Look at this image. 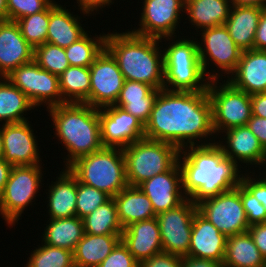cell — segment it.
Listing matches in <instances>:
<instances>
[{
  "label": "cell",
  "instance_id": "8fae6325",
  "mask_svg": "<svg viewBox=\"0 0 266 267\" xmlns=\"http://www.w3.org/2000/svg\"><path fill=\"white\" fill-rule=\"evenodd\" d=\"M197 210L226 237L247 232L250 227L240 197V184L200 201Z\"/></svg>",
  "mask_w": 266,
  "mask_h": 267
},
{
  "label": "cell",
  "instance_id": "f1b7e54d",
  "mask_svg": "<svg viewBox=\"0 0 266 267\" xmlns=\"http://www.w3.org/2000/svg\"><path fill=\"white\" fill-rule=\"evenodd\" d=\"M229 0H185V9L190 24L198 29L224 25L230 15Z\"/></svg>",
  "mask_w": 266,
  "mask_h": 267
},
{
  "label": "cell",
  "instance_id": "d6986e66",
  "mask_svg": "<svg viewBox=\"0 0 266 267\" xmlns=\"http://www.w3.org/2000/svg\"><path fill=\"white\" fill-rule=\"evenodd\" d=\"M34 60V48L24 39L16 21H0V78Z\"/></svg>",
  "mask_w": 266,
  "mask_h": 267
},
{
  "label": "cell",
  "instance_id": "f5cc1de1",
  "mask_svg": "<svg viewBox=\"0 0 266 267\" xmlns=\"http://www.w3.org/2000/svg\"><path fill=\"white\" fill-rule=\"evenodd\" d=\"M252 115L266 118V92L251 95Z\"/></svg>",
  "mask_w": 266,
  "mask_h": 267
},
{
  "label": "cell",
  "instance_id": "681fc988",
  "mask_svg": "<svg viewBox=\"0 0 266 267\" xmlns=\"http://www.w3.org/2000/svg\"><path fill=\"white\" fill-rule=\"evenodd\" d=\"M254 49L266 51V8L262 10L254 38Z\"/></svg>",
  "mask_w": 266,
  "mask_h": 267
},
{
  "label": "cell",
  "instance_id": "7c38bea8",
  "mask_svg": "<svg viewBox=\"0 0 266 267\" xmlns=\"http://www.w3.org/2000/svg\"><path fill=\"white\" fill-rule=\"evenodd\" d=\"M201 31L203 41L201 44L198 42V53L205 76L209 81L218 80L220 77V74L216 71L213 74L212 72L210 73L209 70L207 71L209 66L208 62L212 61V63H214L217 68H220L221 72L224 71L226 73L225 75L229 78V75H231L238 66L242 51L229 35L225 25L206 28Z\"/></svg>",
  "mask_w": 266,
  "mask_h": 267
},
{
  "label": "cell",
  "instance_id": "d590c367",
  "mask_svg": "<svg viewBox=\"0 0 266 267\" xmlns=\"http://www.w3.org/2000/svg\"><path fill=\"white\" fill-rule=\"evenodd\" d=\"M42 244L31 253L25 267H75L72 251Z\"/></svg>",
  "mask_w": 266,
  "mask_h": 267
},
{
  "label": "cell",
  "instance_id": "816d5d0a",
  "mask_svg": "<svg viewBox=\"0 0 266 267\" xmlns=\"http://www.w3.org/2000/svg\"><path fill=\"white\" fill-rule=\"evenodd\" d=\"M181 267H224V265L213 260L195 258L187 255L181 257Z\"/></svg>",
  "mask_w": 266,
  "mask_h": 267
},
{
  "label": "cell",
  "instance_id": "4dcf8cb0",
  "mask_svg": "<svg viewBox=\"0 0 266 267\" xmlns=\"http://www.w3.org/2000/svg\"><path fill=\"white\" fill-rule=\"evenodd\" d=\"M44 229V244L60 247L74 252L77 243L83 238L85 231L83 220L78 216L62 219H49Z\"/></svg>",
  "mask_w": 266,
  "mask_h": 267
},
{
  "label": "cell",
  "instance_id": "f35d334b",
  "mask_svg": "<svg viewBox=\"0 0 266 267\" xmlns=\"http://www.w3.org/2000/svg\"><path fill=\"white\" fill-rule=\"evenodd\" d=\"M111 198L104 191L80 183L77 179L76 216L84 218Z\"/></svg>",
  "mask_w": 266,
  "mask_h": 267
},
{
  "label": "cell",
  "instance_id": "9c48e42d",
  "mask_svg": "<svg viewBox=\"0 0 266 267\" xmlns=\"http://www.w3.org/2000/svg\"><path fill=\"white\" fill-rule=\"evenodd\" d=\"M40 166H12L0 196V214L7 226L15 225L25 208L35 201L34 198L39 192L43 178Z\"/></svg>",
  "mask_w": 266,
  "mask_h": 267
},
{
  "label": "cell",
  "instance_id": "f6af8a7d",
  "mask_svg": "<svg viewBox=\"0 0 266 267\" xmlns=\"http://www.w3.org/2000/svg\"><path fill=\"white\" fill-rule=\"evenodd\" d=\"M249 176V177H248ZM248 174L241 176V184L260 201L263 207L266 209V182L262 178H254ZM258 179V180H257Z\"/></svg>",
  "mask_w": 266,
  "mask_h": 267
},
{
  "label": "cell",
  "instance_id": "3957f363",
  "mask_svg": "<svg viewBox=\"0 0 266 267\" xmlns=\"http://www.w3.org/2000/svg\"><path fill=\"white\" fill-rule=\"evenodd\" d=\"M159 41L131 31L113 32L107 33L105 48L116 59L125 80L143 82L161 90L164 89V55Z\"/></svg>",
  "mask_w": 266,
  "mask_h": 267
},
{
  "label": "cell",
  "instance_id": "52a82bcc",
  "mask_svg": "<svg viewBox=\"0 0 266 267\" xmlns=\"http://www.w3.org/2000/svg\"><path fill=\"white\" fill-rule=\"evenodd\" d=\"M122 150L129 186H139L145 180L168 171L178 162L180 153L168 142L147 138L135 141Z\"/></svg>",
  "mask_w": 266,
  "mask_h": 267
},
{
  "label": "cell",
  "instance_id": "ac0fdd59",
  "mask_svg": "<svg viewBox=\"0 0 266 267\" xmlns=\"http://www.w3.org/2000/svg\"><path fill=\"white\" fill-rule=\"evenodd\" d=\"M139 188L150 199L156 215L178 207L187 199L183 196L182 174L178 162L168 171L145 180Z\"/></svg>",
  "mask_w": 266,
  "mask_h": 267
},
{
  "label": "cell",
  "instance_id": "c3c4849f",
  "mask_svg": "<svg viewBox=\"0 0 266 267\" xmlns=\"http://www.w3.org/2000/svg\"><path fill=\"white\" fill-rule=\"evenodd\" d=\"M246 125L266 150V118L252 115Z\"/></svg>",
  "mask_w": 266,
  "mask_h": 267
},
{
  "label": "cell",
  "instance_id": "836d02e7",
  "mask_svg": "<svg viewBox=\"0 0 266 267\" xmlns=\"http://www.w3.org/2000/svg\"><path fill=\"white\" fill-rule=\"evenodd\" d=\"M84 231L90 235L122 234L123 228L117 217L113 198L82 218Z\"/></svg>",
  "mask_w": 266,
  "mask_h": 267
},
{
  "label": "cell",
  "instance_id": "680465c9",
  "mask_svg": "<svg viewBox=\"0 0 266 267\" xmlns=\"http://www.w3.org/2000/svg\"><path fill=\"white\" fill-rule=\"evenodd\" d=\"M266 165V158L261 162V164H260V166H262L263 168H264V166ZM266 170V169H265ZM265 175V176H264ZM263 175V177H265V178H263V177H261L265 182H266V172H265V174Z\"/></svg>",
  "mask_w": 266,
  "mask_h": 267
},
{
  "label": "cell",
  "instance_id": "83f0119b",
  "mask_svg": "<svg viewBox=\"0 0 266 267\" xmlns=\"http://www.w3.org/2000/svg\"><path fill=\"white\" fill-rule=\"evenodd\" d=\"M122 234H84L73 252L75 267H98L121 240Z\"/></svg>",
  "mask_w": 266,
  "mask_h": 267
},
{
  "label": "cell",
  "instance_id": "bcb514c9",
  "mask_svg": "<svg viewBox=\"0 0 266 267\" xmlns=\"http://www.w3.org/2000/svg\"><path fill=\"white\" fill-rule=\"evenodd\" d=\"M139 267H181V256L161 252L140 262Z\"/></svg>",
  "mask_w": 266,
  "mask_h": 267
},
{
  "label": "cell",
  "instance_id": "ba28073f",
  "mask_svg": "<svg viewBox=\"0 0 266 267\" xmlns=\"http://www.w3.org/2000/svg\"><path fill=\"white\" fill-rule=\"evenodd\" d=\"M210 80L207 92L212 105V126L214 134L233 127L246 125L252 116L251 95L225 83ZM220 83V86H217Z\"/></svg>",
  "mask_w": 266,
  "mask_h": 267
},
{
  "label": "cell",
  "instance_id": "603a6c76",
  "mask_svg": "<svg viewBox=\"0 0 266 267\" xmlns=\"http://www.w3.org/2000/svg\"><path fill=\"white\" fill-rule=\"evenodd\" d=\"M226 133L223 139L227 142L223 145L219 140V145L223 149L224 155L230 158L237 165L239 162L248 165H259L266 158V150L259 143L258 138L250 131L247 125L233 127L222 131ZM239 161V162H238Z\"/></svg>",
  "mask_w": 266,
  "mask_h": 267
},
{
  "label": "cell",
  "instance_id": "60d3db41",
  "mask_svg": "<svg viewBox=\"0 0 266 267\" xmlns=\"http://www.w3.org/2000/svg\"><path fill=\"white\" fill-rule=\"evenodd\" d=\"M158 93V89H153L143 100L116 101L114 105L123 108L125 111L135 116L145 126Z\"/></svg>",
  "mask_w": 266,
  "mask_h": 267
},
{
  "label": "cell",
  "instance_id": "d4e9b609",
  "mask_svg": "<svg viewBox=\"0 0 266 267\" xmlns=\"http://www.w3.org/2000/svg\"><path fill=\"white\" fill-rule=\"evenodd\" d=\"M262 10L263 8L256 6H232L224 25L241 51L254 49L255 33Z\"/></svg>",
  "mask_w": 266,
  "mask_h": 267
},
{
  "label": "cell",
  "instance_id": "7dc6e473",
  "mask_svg": "<svg viewBox=\"0 0 266 267\" xmlns=\"http://www.w3.org/2000/svg\"><path fill=\"white\" fill-rule=\"evenodd\" d=\"M248 232L266 260V222L250 226Z\"/></svg>",
  "mask_w": 266,
  "mask_h": 267
},
{
  "label": "cell",
  "instance_id": "9a60e30c",
  "mask_svg": "<svg viewBox=\"0 0 266 267\" xmlns=\"http://www.w3.org/2000/svg\"><path fill=\"white\" fill-rule=\"evenodd\" d=\"M89 70L90 106L99 109L114 105L125 81L116 59L104 48Z\"/></svg>",
  "mask_w": 266,
  "mask_h": 267
},
{
  "label": "cell",
  "instance_id": "8d00e7d4",
  "mask_svg": "<svg viewBox=\"0 0 266 267\" xmlns=\"http://www.w3.org/2000/svg\"><path fill=\"white\" fill-rule=\"evenodd\" d=\"M49 17L50 5L44 11L16 20L22 36L33 48L46 43Z\"/></svg>",
  "mask_w": 266,
  "mask_h": 267
},
{
  "label": "cell",
  "instance_id": "8992f818",
  "mask_svg": "<svg viewBox=\"0 0 266 267\" xmlns=\"http://www.w3.org/2000/svg\"><path fill=\"white\" fill-rule=\"evenodd\" d=\"M168 44L171 45L163 49L164 89L181 92L206 91L209 79L201 66L198 42L181 38Z\"/></svg>",
  "mask_w": 266,
  "mask_h": 267
},
{
  "label": "cell",
  "instance_id": "e575fe53",
  "mask_svg": "<svg viewBox=\"0 0 266 267\" xmlns=\"http://www.w3.org/2000/svg\"><path fill=\"white\" fill-rule=\"evenodd\" d=\"M86 32L80 39L64 48L70 66L90 67L105 48L106 33L90 38ZM97 36V37H96Z\"/></svg>",
  "mask_w": 266,
  "mask_h": 267
},
{
  "label": "cell",
  "instance_id": "f907efd6",
  "mask_svg": "<svg viewBox=\"0 0 266 267\" xmlns=\"http://www.w3.org/2000/svg\"><path fill=\"white\" fill-rule=\"evenodd\" d=\"M80 11L83 15L92 14L94 10L98 12V9L109 6L110 3H114V0H76Z\"/></svg>",
  "mask_w": 266,
  "mask_h": 267
},
{
  "label": "cell",
  "instance_id": "d6a6232c",
  "mask_svg": "<svg viewBox=\"0 0 266 267\" xmlns=\"http://www.w3.org/2000/svg\"><path fill=\"white\" fill-rule=\"evenodd\" d=\"M89 67L69 66L59 75V89L66 103L90 105Z\"/></svg>",
  "mask_w": 266,
  "mask_h": 267
},
{
  "label": "cell",
  "instance_id": "7a4b0ae2",
  "mask_svg": "<svg viewBox=\"0 0 266 267\" xmlns=\"http://www.w3.org/2000/svg\"><path fill=\"white\" fill-rule=\"evenodd\" d=\"M203 143L183 148L178 157L184 196L195 204L234 189L242 176L240 165L224 155L219 143Z\"/></svg>",
  "mask_w": 266,
  "mask_h": 267
},
{
  "label": "cell",
  "instance_id": "5b68a950",
  "mask_svg": "<svg viewBox=\"0 0 266 267\" xmlns=\"http://www.w3.org/2000/svg\"><path fill=\"white\" fill-rule=\"evenodd\" d=\"M68 169L80 183L104 191L112 198L128 186L121 148L103 147L77 159Z\"/></svg>",
  "mask_w": 266,
  "mask_h": 267
},
{
  "label": "cell",
  "instance_id": "277c9868",
  "mask_svg": "<svg viewBox=\"0 0 266 267\" xmlns=\"http://www.w3.org/2000/svg\"><path fill=\"white\" fill-rule=\"evenodd\" d=\"M48 112L53 120L55 136L69 153L65 168L103 148L98 108L85 103H65L48 108Z\"/></svg>",
  "mask_w": 266,
  "mask_h": 267
},
{
  "label": "cell",
  "instance_id": "1f68e13d",
  "mask_svg": "<svg viewBox=\"0 0 266 267\" xmlns=\"http://www.w3.org/2000/svg\"><path fill=\"white\" fill-rule=\"evenodd\" d=\"M4 79V80H1ZM0 121L4 124L27 121L23 116L27 110L35 108L29 98L6 77L0 78Z\"/></svg>",
  "mask_w": 266,
  "mask_h": 267
},
{
  "label": "cell",
  "instance_id": "5bb4252c",
  "mask_svg": "<svg viewBox=\"0 0 266 267\" xmlns=\"http://www.w3.org/2000/svg\"><path fill=\"white\" fill-rule=\"evenodd\" d=\"M143 5L140 27L131 32L142 37L172 39L180 21V13L184 12L185 0H144Z\"/></svg>",
  "mask_w": 266,
  "mask_h": 267
},
{
  "label": "cell",
  "instance_id": "ffe728a7",
  "mask_svg": "<svg viewBox=\"0 0 266 267\" xmlns=\"http://www.w3.org/2000/svg\"><path fill=\"white\" fill-rule=\"evenodd\" d=\"M227 237L198 211L192 223L188 256L223 263Z\"/></svg>",
  "mask_w": 266,
  "mask_h": 267
},
{
  "label": "cell",
  "instance_id": "4fadbf2b",
  "mask_svg": "<svg viewBox=\"0 0 266 267\" xmlns=\"http://www.w3.org/2000/svg\"><path fill=\"white\" fill-rule=\"evenodd\" d=\"M197 204L186 199L178 207L156 215L163 252L187 256L189 251L192 223Z\"/></svg>",
  "mask_w": 266,
  "mask_h": 267
},
{
  "label": "cell",
  "instance_id": "4316f807",
  "mask_svg": "<svg viewBox=\"0 0 266 267\" xmlns=\"http://www.w3.org/2000/svg\"><path fill=\"white\" fill-rule=\"evenodd\" d=\"M66 7L50 4L47 43L66 48L80 39L86 32L82 28L80 18L71 14ZM79 19V20H78Z\"/></svg>",
  "mask_w": 266,
  "mask_h": 267
},
{
  "label": "cell",
  "instance_id": "9f6ffc18",
  "mask_svg": "<svg viewBox=\"0 0 266 267\" xmlns=\"http://www.w3.org/2000/svg\"><path fill=\"white\" fill-rule=\"evenodd\" d=\"M7 20V0H0V21Z\"/></svg>",
  "mask_w": 266,
  "mask_h": 267
},
{
  "label": "cell",
  "instance_id": "44dd1931",
  "mask_svg": "<svg viewBox=\"0 0 266 267\" xmlns=\"http://www.w3.org/2000/svg\"><path fill=\"white\" fill-rule=\"evenodd\" d=\"M122 242L140 263L163 252L157 218L132 223L123 229Z\"/></svg>",
  "mask_w": 266,
  "mask_h": 267
},
{
  "label": "cell",
  "instance_id": "6f0895ef",
  "mask_svg": "<svg viewBox=\"0 0 266 267\" xmlns=\"http://www.w3.org/2000/svg\"><path fill=\"white\" fill-rule=\"evenodd\" d=\"M3 158V146H2V135L0 129V159Z\"/></svg>",
  "mask_w": 266,
  "mask_h": 267
},
{
  "label": "cell",
  "instance_id": "f546056e",
  "mask_svg": "<svg viewBox=\"0 0 266 267\" xmlns=\"http://www.w3.org/2000/svg\"><path fill=\"white\" fill-rule=\"evenodd\" d=\"M224 267H265L266 260L249 232L227 237Z\"/></svg>",
  "mask_w": 266,
  "mask_h": 267
},
{
  "label": "cell",
  "instance_id": "ab89813d",
  "mask_svg": "<svg viewBox=\"0 0 266 267\" xmlns=\"http://www.w3.org/2000/svg\"><path fill=\"white\" fill-rule=\"evenodd\" d=\"M54 0H7V20L16 21L44 11Z\"/></svg>",
  "mask_w": 266,
  "mask_h": 267
},
{
  "label": "cell",
  "instance_id": "ee69618b",
  "mask_svg": "<svg viewBox=\"0 0 266 267\" xmlns=\"http://www.w3.org/2000/svg\"><path fill=\"white\" fill-rule=\"evenodd\" d=\"M154 88L146 83L125 80L116 101L143 100Z\"/></svg>",
  "mask_w": 266,
  "mask_h": 267
},
{
  "label": "cell",
  "instance_id": "11a10c76",
  "mask_svg": "<svg viewBox=\"0 0 266 267\" xmlns=\"http://www.w3.org/2000/svg\"><path fill=\"white\" fill-rule=\"evenodd\" d=\"M232 6H256L266 8V0H229Z\"/></svg>",
  "mask_w": 266,
  "mask_h": 267
},
{
  "label": "cell",
  "instance_id": "db71d44e",
  "mask_svg": "<svg viewBox=\"0 0 266 267\" xmlns=\"http://www.w3.org/2000/svg\"><path fill=\"white\" fill-rule=\"evenodd\" d=\"M11 168L12 165L10 163L6 162L3 158L0 159V196L8 181Z\"/></svg>",
  "mask_w": 266,
  "mask_h": 267
},
{
  "label": "cell",
  "instance_id": "74e56055",
  "mask_svg": "<svg viewBox=\"0 0 266 267\" xmlns=\"http://www.w3.org/2000/svg\"><path fill=\"white\" fill-rule=\"evenodd\" d=\"M34 61L42 69L58 76L70 66L65 49L47 42L34 48Z\"/></svg>",
  "mask_w": 266,
  "mask_h": 267
},
{
  "label": "cell",
  "instance_id": "30bf717a",
  "mask_svg": "<svg viewBox=\"0 0 266 267\" xmlns=\"http://www.w3.org/2000/svg\"><path fill=\"white\" fill-rule=\"evenodd\" d=\"M6 78L19 88L36 107L44 103L48 108L62 105L59 76L42 69L34 60L14 69Z\"/></svg>",
  "mask_w": 266,
  "mask_h": 267
},
{
  "label": "cell",
  "instance_id": "e0dca14e",
  "mask_svg": "<svg viewBox=\"0 0 266 267\" xmlns=\"http://www.w3.org/2000/svg\"><path fill=\"white\" fill-rule=\"evenodd\" d=\"M29 121L4 124L1 129L3 159L12 166L41 165L38 144Z\"/></svg>",
  "mask_w": 266,
  "mask_h": 267
},
{
  "label": "cell",
  "instance_id": "6da1fadb",
  "mask_svg": "<svg viewBox=\"0 0 266 267\" xmlns=\"http://www.w3.org/2000/svg\"><path fill=\"white\" fill-rule=\"evenodd\" d=\"M144 128L145 138L168 142L180 151L188 146L200 145L201 139L212 137L214 133L212 105L207 90H159ZM197 138L200 140L197 141Z\"/></svg>",
  "mask_w": 266,
  "mask_h": 267
},
{
  "label": "cell",
  "instance_id": "7bdbcfd3",
  "mask_svg": "<svg viewBox=\"0 0 266 267\" xmlns=\"http://www.w3.org/2000/svg\"><path fill=\"white\" fill-rule=\"evenodd\" d=\"M98 267H139V262L120 240Z\"/></svg>",
  "mask_w": 266,
  "mask_h": 267
},
{
  "label": "cell",
  "instance_id": "b9f144b4",
  "mask_svg": "<svg viewBox=\"0 0 266 267\" xmlns=\"http://www.w3.org/2000/svg\"><path fill=\"white\" fill-rule=\"evenodd\" d=\"M240 197L249 226L266 222V209L241 183Z\"/></svg>",
  "mask_w": 266,
  "mask_h": 267
},
{
  "label": "cell",
  "instance_id": "cb8c5ba5",
  "mask_svg": "<svg viewBox=\"0 0 266 267\" xmlns=\"http://www.w3.org/2000/svg\"><path fill=\"white\" fill-rule=\"evenodd\" d=\"M61 172L47 193L49 219L76 216L77 178L68 168Z\"/></svg>",
  "mask_w": 266,
  "mask_h": 267
},
{
  "label": "cell",
  "instance_id": "484cf974",
  "mask_svg": "<svg viewBox=\"0 0 266 267\" xmlns=\"http://www.w3.org/2000/svg\"><path fill=\"white\" fill-rule=\"evenodd\" d=\"M122 228L156 217L150 199L139 186H127L113 197Z\"/></svg>",
  "mask_w": 266,
  "mask_h": 267
},
{
  "label": "cell",
  "instance_id": "2e32d148",
  "mask_svg": "<svg viewBox=\"0 0 266 267\" xmlns=\"http://www.w3.org/2000/svg\"><path fill=\"white\" fill-rule=\"evenodd\" d=\"M103 147L124 149L145 138L144 125L132 114L116 105L99 108Z\"/></svg>",
  "mask_w": 266,
  "mask_h": 267
},
{
  "label": "cell",
  "instance_id": "7402d4cb",
  "mask_svg": "<svg viewBox=\"0 0 266 267\" xmlns=\"http://www.w3.org/2000/svg\"><path fill=\"white\" fill-rule=\"evenodd\" d=\"M227 81L250 95L266 92V51H242L238 66Z\"/></svg>",
  "mask_w": 266,
  "mask_h": 267
}]
</instances>
